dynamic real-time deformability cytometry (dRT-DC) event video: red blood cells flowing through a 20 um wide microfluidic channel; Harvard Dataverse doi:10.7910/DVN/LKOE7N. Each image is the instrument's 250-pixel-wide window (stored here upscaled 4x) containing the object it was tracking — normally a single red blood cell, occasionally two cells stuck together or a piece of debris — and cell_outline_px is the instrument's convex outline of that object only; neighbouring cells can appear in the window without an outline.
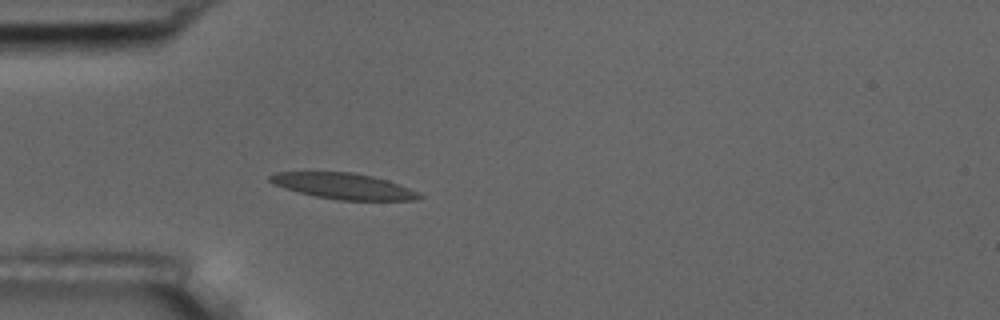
{"species": "common noctule bat (a hibernating species)", "species_latin": "Nyctalus noctula", "temperature_condition": "room temperature", "stored_images_in_passage": 4, "camera_frame_rate_fps": 3000, "um_per_image_px": 0.085, "animal": {"sex": "male", "body_mass_g": 17.5, "forearm_length_mm": 52.3}, "frame": {"image": 1, "passage_image": 4, "time_ms": 3.667, "image_size_px": [1000, 320], "cell_outline_px": [[424, 196], [416, 200], [336, 200], [316, 196], [284, 188], [272, 184], [268, 180], [268, 176], [276, 172], [352, 172], [372, 176], [388, 180], [400, 184]], "centroid_in_image_um": [29.17, 15.81], "position_along_channel_um": 55.8, "area_um2": 22.48}}